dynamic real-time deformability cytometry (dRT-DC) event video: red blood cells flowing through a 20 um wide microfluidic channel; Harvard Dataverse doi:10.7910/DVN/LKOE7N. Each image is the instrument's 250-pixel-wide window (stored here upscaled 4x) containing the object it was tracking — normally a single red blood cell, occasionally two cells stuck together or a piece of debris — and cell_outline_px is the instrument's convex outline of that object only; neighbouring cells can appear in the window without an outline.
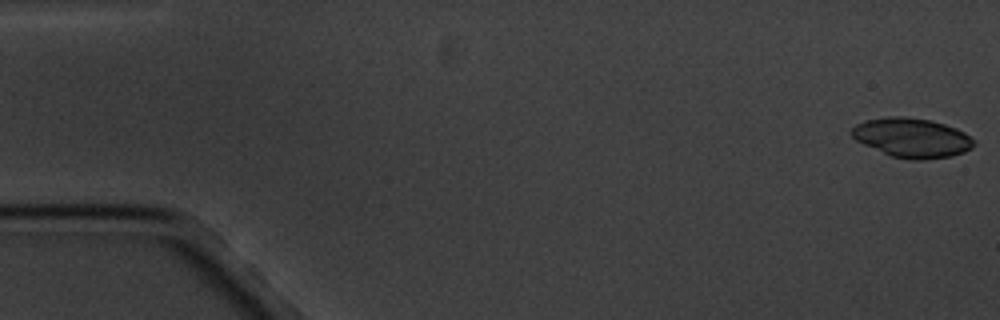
{"species": "common noctule bat (a hibernating species)", "species_latin": "Nyctalus noctula", "temperature_condition": "cold", "stored_images_in_passage": 5, "camera_frame_rate_fps": 3000, "um_per_image_px": 0.085, "animal": {"sex": "male", "body_mass_g": 20.1, "forearm_length_mm": 53.5}, "frame": {"image": 1, "passage_image": 1, "time_ms": 0.0, "image_size_px": [1000, 320], "cell_outline_px": [[976, 144], [972, 148], [964, 152], [952, 156], [924, 160], [912, 160], [892, 156], [864, 144], [856, 140], [848, 132], [856, 124], [864, 120], [888, 116], [904, 116], [928, 120], [944, 124], [956, 128], [964, 132], [976, 140]], "centroid_in_image_um": [77.53, 11.71], "position_along_channel_um": 7.5, "area_um2": 28.21}}